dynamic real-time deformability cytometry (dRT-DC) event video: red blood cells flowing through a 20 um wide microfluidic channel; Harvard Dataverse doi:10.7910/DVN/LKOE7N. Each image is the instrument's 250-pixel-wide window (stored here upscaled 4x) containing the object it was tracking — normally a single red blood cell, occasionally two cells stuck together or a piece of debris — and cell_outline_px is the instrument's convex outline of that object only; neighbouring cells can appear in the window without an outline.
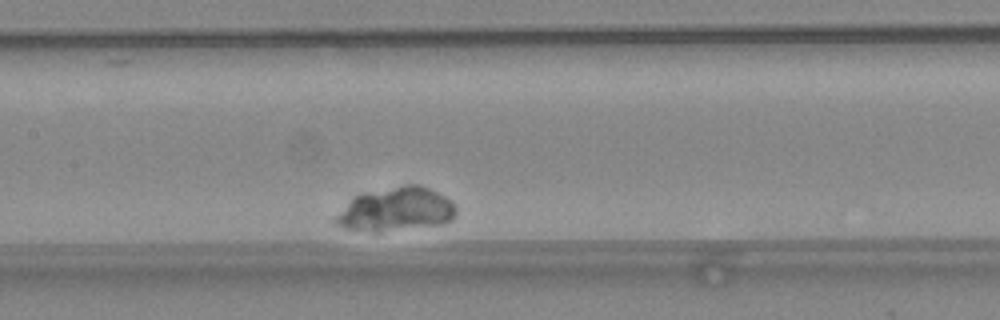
{"species": "common noctule bat (a hibernating species)", "species_latin": "Nyctalus noctula", "temperature_condition": "warm", "stored_images_in_passage": 28, "camera_frame_rate_fps": 3000, "um_per_image_px": 0.085, "animal": {"sex": "female", "body_mass_g": 24.6, "forearm_length_mm": 56.2}, "frame": {"image": 1, "passage_image": 11, "time_ms": 3.333, "image_size_px": [1000, 320], "cell_outline_px": [[456, 212], [452, 220], [440, 224], [380, 232], [372, 232], [344, 228], [336, 224], [332, 220], [352, 196], [364, 192], [408, 184], [416, 184], [428, 188], [444, 196], [456, 208]], "centroid_in_image_um": [33.59, 17.8], "position_along_channel_um": 173.8, "area_um2": 30.63}}
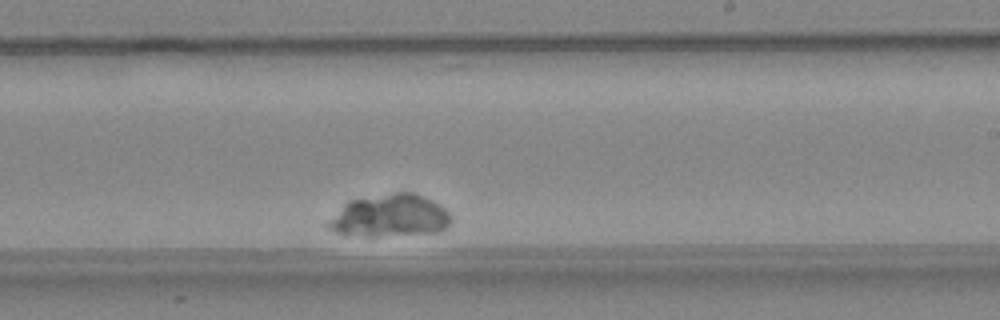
{"frame": {"image": 2, "passage_image": 18, "time_ms": 5.667, "image_size_px": [1000, 320], "cell_outline_px": [[452, 220], [448, 228], [436, 232], [376, 236], [364, 236], [336, 232], [328, 228], [324, 224], [348, 200], [396, 192], [412, 192], [432, 200], [444, 208], [448, 212]], "centroid_in_image_um": [33.13, 18.34], "position_along_channel_um": 255.9, "area_um2": 30.23}}
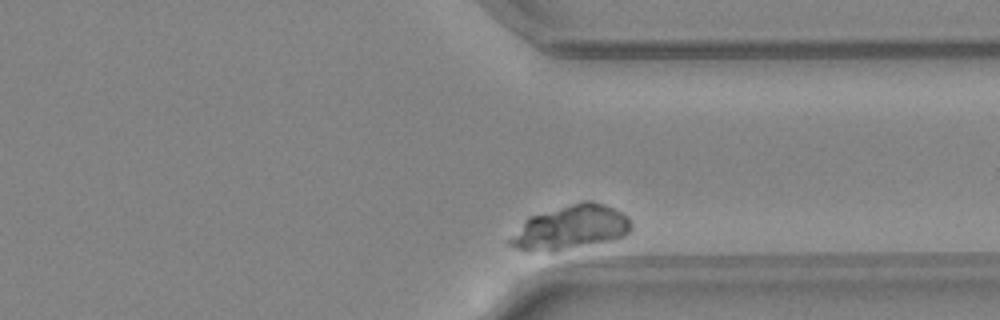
{"frame": {"image": 3, "passage_image": 27, "time_ms": 8.667, "image_size_px": [1000, 320], "cell_outline_px": [[632, 228], [624, 236], [612, 240], [560, 248], [528, 252], [516, 248], [508, 244], [508, 240], [524, 220], [528, 216], [584, 200], [588, 200], [604, 204], [624, 212], [628, 216], [632, 224]], "centroid_in_image_um": [48.51, 19.29], "position_along_channel_um": 362.9, "area_um2": 30.63}}